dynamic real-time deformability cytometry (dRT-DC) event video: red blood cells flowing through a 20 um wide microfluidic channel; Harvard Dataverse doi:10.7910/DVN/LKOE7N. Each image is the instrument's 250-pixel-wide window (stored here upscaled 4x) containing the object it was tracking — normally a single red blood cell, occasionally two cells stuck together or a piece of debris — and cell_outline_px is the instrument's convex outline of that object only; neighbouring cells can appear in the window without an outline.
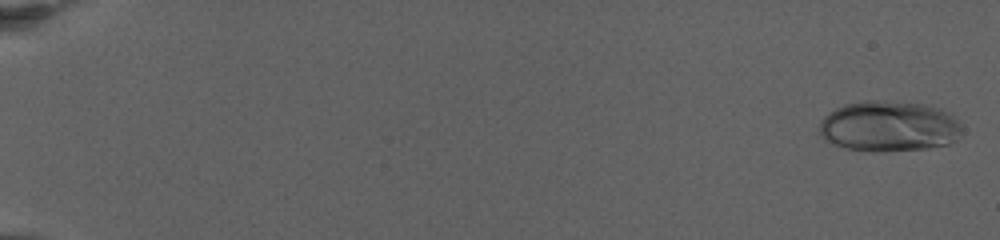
{"species": "human", "species_latin": "Homo sapiens", "temperature_condition": "warm", "stored_images_in_passage": 75, "camera_frame_rate_fps": 3000, "um_per_image_px": 0.085, "donor": {"sex": "female"}, "frame": {"image": 1, "passage_image": 2, "time_ms": 0.333, "image_size_px": [1000, 240], "cell_outline_px": [[960, 132], [956, 140], [948, 144], [928, 148], [884, 152], [876, 152], [848, 148], [832, 144], [820, 132], [820, 120], [828, 112], [844, 104], [864, 100], [880, 100], [924, 104], [940, 108], [952, 112], [960, 128]], "centroid_in_image_um": [75.57, 10.72], "position_along_channel_um": 9.4, "area_um2": 42.25}}
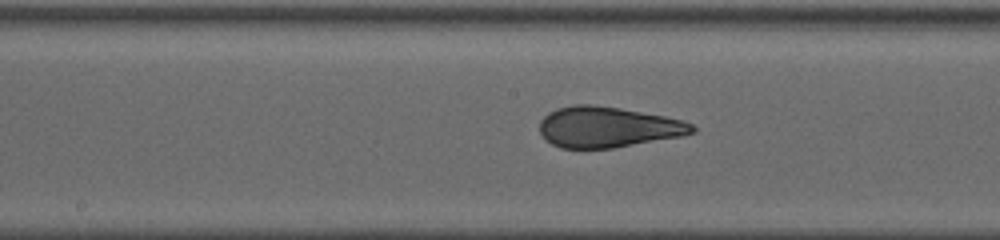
{"frame": {"image": 2, "passage_image": 42, "time_ms": 13.667, "image_size_px": [1000, 240], "cell_outline_px": [[696, 132], [680, 136], [612, 148], [560, 148], [552, 144], [540, 132], [540, 120], [548, 112], [556, 108], [572, 104], [592, 104], [620, 108], [664, 116], [680, 120], [692, 124], [696, 128]], "centroid_in_image_um": [51.63, 10.79], "position_along_channel_um": 196.6, "area_um2": 36.01}}
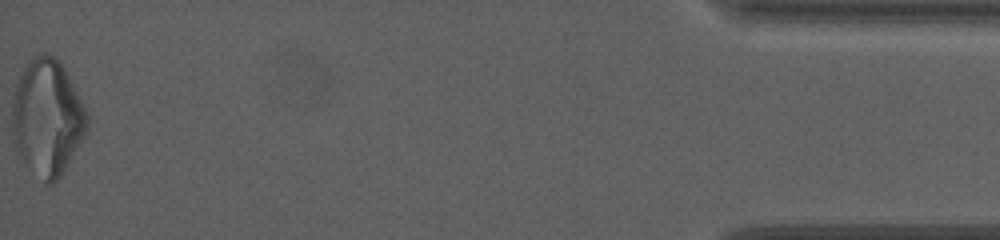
{"frame": {"image": 3, "passage_image": 75, "time_ms": 24.667, "image_size_px": [1000, 240], "cell_outline_px": [[88, 128], [84, 136], [60, 176], [52, 184], [48, 184], [24, 160], [12, 140], [12, 100], [16, 84], [28, 60], [32, 56], [44, 52], [48, 52], [60, 60], [88, 116]], "centroid_in_image_um": [4.0, 9.92], "position_along_channel_um": 431.2, "area_um2": 50.0}, "authors_computed_cell_mechanics": {"area_um2": 36.703, "velocity_mm_per_s": 2.8825, "shape_relaxation_time_tau1_ms": null, "shape_relaxation_time_tau2_ms": 0.9679, "deformation_change_tau1": null, "deformation_change_tau2": 0.0624}}